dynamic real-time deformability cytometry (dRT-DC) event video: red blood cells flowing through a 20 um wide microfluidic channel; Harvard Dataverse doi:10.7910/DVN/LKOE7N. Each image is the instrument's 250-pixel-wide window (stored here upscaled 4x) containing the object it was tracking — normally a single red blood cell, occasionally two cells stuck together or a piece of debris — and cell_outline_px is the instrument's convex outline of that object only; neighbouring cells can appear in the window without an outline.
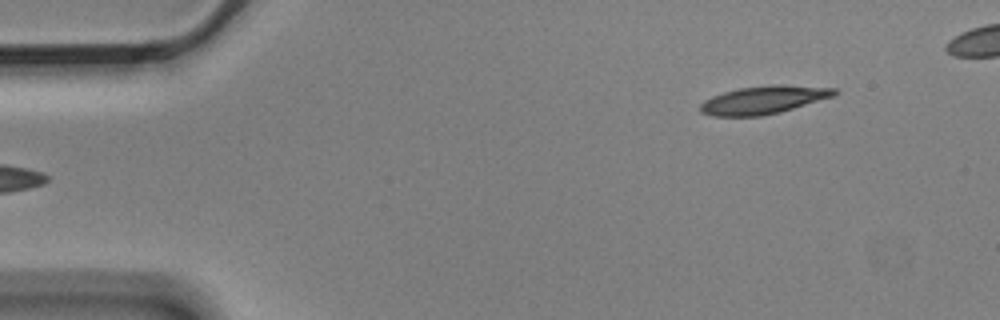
{"species": "Egyptian fruit bat (a non-hibernating species)", "species_latin": "Rousettus aegyptiacus", "temperature_condition": "cold", "stored_images_in_passage": 5, "segment_of_instrument_passage": [2, 2], "camera_frame_rate_fps": 3000, "um_per_image_px": 0.085, "animal": {"sex": "male"}, "frame": {"image": 1, "passage_image": 5, "time_ms": 1.333, "image_size_px": [1000, 320], "cell_outline_px": [[840, 92], [836, 96], [780, 112], [760, 116], [712, 116], [700, 112], [700, 104], [704, 100], [712, 96], [724, 92], [740, 88], [772, 84], [780, 84], [836, 88]], "centroid_in_image_um": [64.95, 8.48], "position_along_channel_um": 20.1, "area_um2": 22.08}}